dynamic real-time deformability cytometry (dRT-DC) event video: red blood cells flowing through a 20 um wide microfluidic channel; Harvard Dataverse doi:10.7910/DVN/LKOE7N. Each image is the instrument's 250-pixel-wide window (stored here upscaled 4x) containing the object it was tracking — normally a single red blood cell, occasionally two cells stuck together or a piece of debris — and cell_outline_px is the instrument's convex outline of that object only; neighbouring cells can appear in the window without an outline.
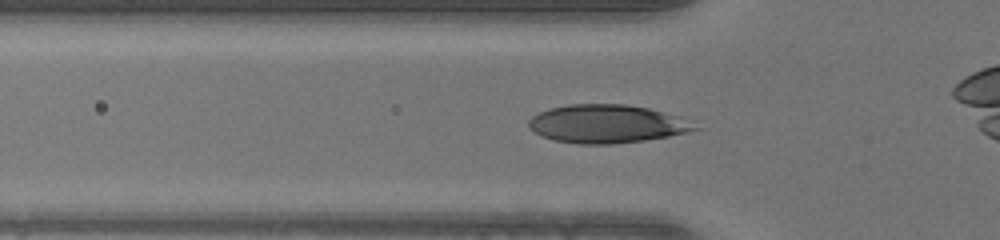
{"species": "human", "species_latin": "Homo sapiens", "temperature_condition": "warm", "stored_images_in_passage": 36, "camera_frame_rate_fps": 3000, "um_per_image_px": 0.085, "donor": {"sex": "male"}, "frame": {"image": 1, "passage_image": 11, "time_ms": 3.333, "image_size_px": [1000, 240], "cell_outline_px": [[700, 128], [688, 132], [668, 136], [644, 140], [612, 144], [576, 144], [556, 140], [540, 136], [528, 124], [528, 120], [532, 116], [548, 108], [568, 104], [624, 104], [648, 108], [676, 116]], "centroid_in_image_um": [51.52, 10.53], "position_along_channel_um": 74.3, "area_um2": 36.65}}
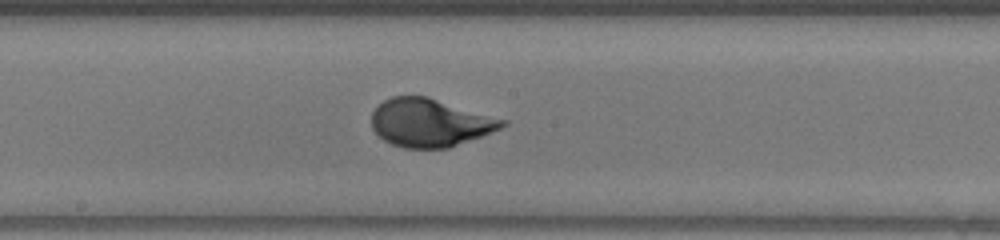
{"frame": {"image": 2, "passage_image": 21, "time_ms": 6.667, "image_size_px": [1000, 240], "cell_outline_px": [[508, 124], [500, 128], [480, 136], [448, 148], [404, 148], [392, 144], [384, 140], [372, 128], [372, 112], [384, 100], [392, 96], [428, 96], [508, 120]], "centroid_in_image_um": [36.55, 10.42], "position_along_channel_um": 211.6, "area_um2": 36.47}}
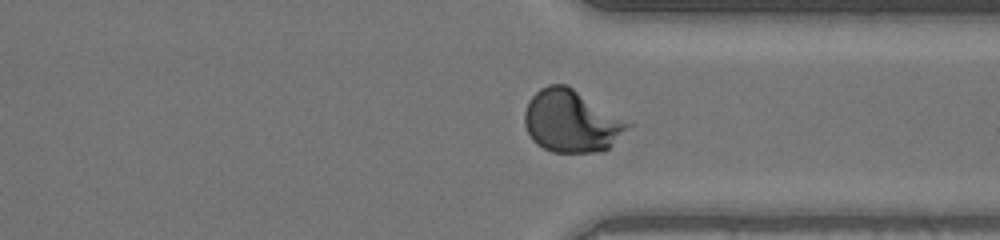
{"frame": {"image": 3, "passage_image": 32, "time_ms": 10.333, "image_size_px": [1000, 240], "cell_outline_px": [[632, 124], [608, 148], [596, 152], [552, 152], [536, 144], [532, 140], [524, 124], [524, 112], [528, 100], [540, 88], [548, 84], [564, 84], [572, 88], [632, 120]], "centroid_in_image_um": [48.59, 10.28], "position_along_channel_um": 362.8, "area_um2": 37.8}}